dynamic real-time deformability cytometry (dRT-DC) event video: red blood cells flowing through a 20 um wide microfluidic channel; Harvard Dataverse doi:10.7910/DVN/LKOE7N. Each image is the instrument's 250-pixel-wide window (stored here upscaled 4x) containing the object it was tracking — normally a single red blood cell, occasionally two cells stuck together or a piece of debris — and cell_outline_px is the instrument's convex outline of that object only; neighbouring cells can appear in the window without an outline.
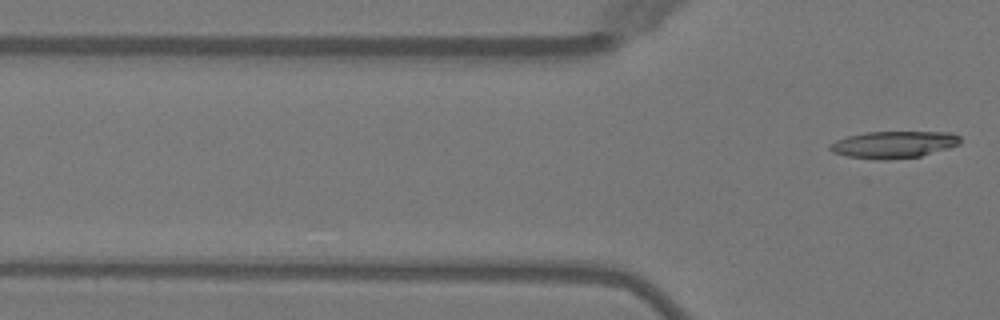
{"species": "Egyptian fruit bat (a non-hibernating species)", "species_latin": "Rousettus aegyptiacus", "temperature_condition": "warm", "stored_images_in_passage": 4, "segment_of_instrument_passage": [2, 2], "camera_frame_rate_fps": 3000, "um_per_image_px": 0.085, "animal": {"sex": "female"}, "frame": {"image": 1, "passage_image": 4, "time_ms": 4.333, "image_size_px": [1000, 320], "cell_outline_px": [[960, 144], [948, 148], [920, 156], [884, 160], [848, 156], [832, 152], [828, 148], [828, 144], [836, 140], [848, 136], [868, 132], [952, 132], [960, 136]], "centroid_in_image_um": [75.96, 12.28], "position_along_channel_um": 49.8, "area_um2": 20.35}}